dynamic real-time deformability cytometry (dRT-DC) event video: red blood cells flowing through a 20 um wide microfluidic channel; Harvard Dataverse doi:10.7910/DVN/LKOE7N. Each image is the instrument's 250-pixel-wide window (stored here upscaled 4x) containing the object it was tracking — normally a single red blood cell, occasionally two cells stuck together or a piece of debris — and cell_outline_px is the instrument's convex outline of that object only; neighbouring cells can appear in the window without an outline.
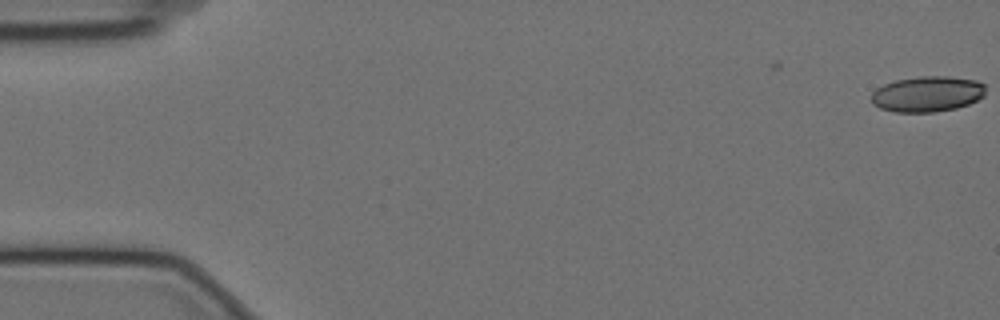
{"species": "Egyptian fruit bat (a non-hibernating species)", "species_latin": "Rousettus aegyptiacus", "temperature_condition": "cold", "stored_images_in_passage": 10, "camera_frame_rate_fps": 3000, "um_per_image_px": 0.085, "animal": {"sex": "female"}, "frame": {"image": 1, "passage_image": 1, "time_ms": 0.0, "image_size_px": [1000, 320], "cell_outline_px": [[984, 96], [968, 104], [956, 108], [936, 112], [896, 112], [880, 108], [872, 104], [872, 92], [876, 88], [884, 84], [896, 80], [920, 76], [948, 76], [976, 80], [984, 84]], "centroid_in_image_um": [78.81, 7.99], "position_along_channel_um": 6.2, "area_um2": 23.76}}